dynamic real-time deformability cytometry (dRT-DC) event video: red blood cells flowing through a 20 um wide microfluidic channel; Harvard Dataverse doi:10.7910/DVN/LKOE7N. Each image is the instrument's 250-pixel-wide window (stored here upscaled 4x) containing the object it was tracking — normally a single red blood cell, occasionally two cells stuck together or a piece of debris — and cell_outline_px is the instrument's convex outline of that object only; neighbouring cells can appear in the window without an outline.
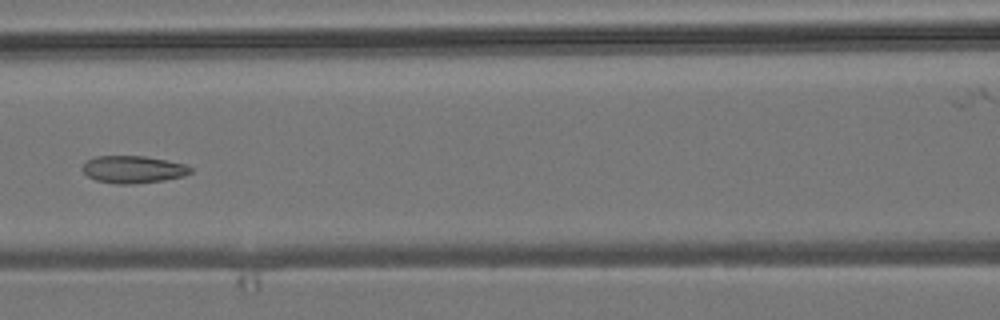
{"species": "common noctule bat (a hibernating species)", "species_latin": "Nyctalus noctula", "temperature_condition": "room temperature", "stored_images_in_passage": 7, "camera_frame_rate_fps": 3000, "um_per_image_px": 0.085, "animal": {"sex": "male", "body_mass_g": 19.2, "forearm_length_mm": 51.8}, "frame": {"image": 1, "passage_image": 6, "time_ms": 5.667, "image_size_px": [1000, 320], "cell_outline_px": [[192, 172], [184, 176], [164, 180], [132, 184], [116, 184], [96, 180], [88, 176], [80, 168], [88, 160], [96, 156], [144, 156], [184, 164], [192, 168]], "centroid_in_image_um": [11.3, 14.4], "position_along_channel_um": 155.3, "area_um2": 17.11}}